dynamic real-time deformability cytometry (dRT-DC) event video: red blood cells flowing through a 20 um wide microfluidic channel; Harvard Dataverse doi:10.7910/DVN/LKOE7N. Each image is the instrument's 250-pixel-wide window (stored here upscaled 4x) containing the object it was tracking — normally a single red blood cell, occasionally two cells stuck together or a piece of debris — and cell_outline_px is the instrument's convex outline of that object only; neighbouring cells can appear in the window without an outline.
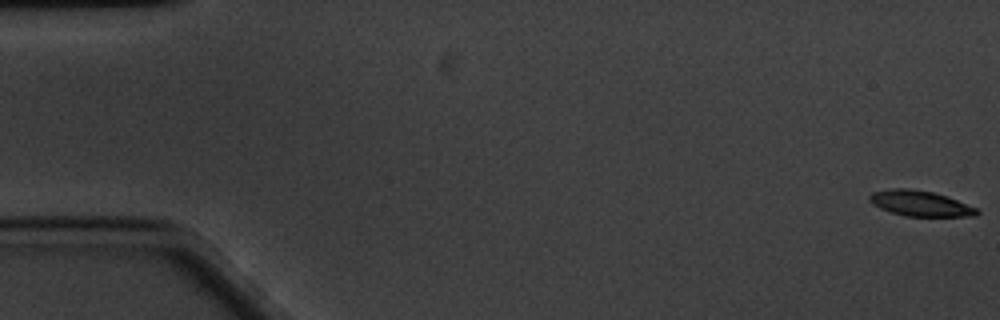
{"species": "common noctule bat (a hibernating species)", "species_latin": "Nyctalus noctula", "temperature_condition": "cold", "stored_images_in_passage": 61, "camera_frame_rate_fps": 3000, "um_per_image_px": 0.085, "animal": {"sex": "male", "body_mass_g": 20.1, "forearm_length_mm": 53.5}, "frame": {"image": 1, "passage_image": 1, "time_ms": 0.0, "image_size_px": [1000, 320], "cell_outline_px": [[980, 212], [976, 216], [908, 216], [892, 212], [880, 208], [872, 204], [868, 200], [868, 196], [872, 192], [892, 188], [908, 188], [932, 192], [948, 196], [976, 208]], "centroid_in_image_um": [78.2, 17.28], "position_along_channel_um": 6.8, "area_um2": 15.9}}
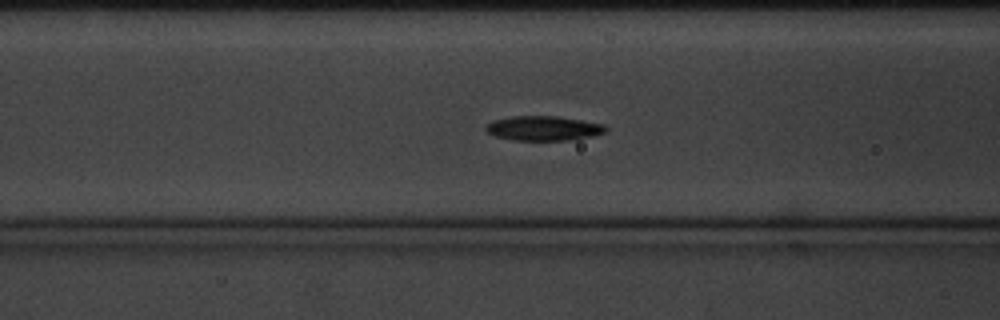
{"frame": {"image": 2, "passage_image": 24, "time_ms": 7.667, "image_size_px": [1000, 320], "cell_outline_px": [[608, 128], [604, 132], [592, 136], [568, 140], [516, 140], [496, 136], [488, 132], [484, 128], [492, 120], [512, 116], [556, 116], [604, 124]], "centroid_in_image_um": [46.19, 10.9], "position_along_channel_um": 120.4, "area_um2": 16.99}}
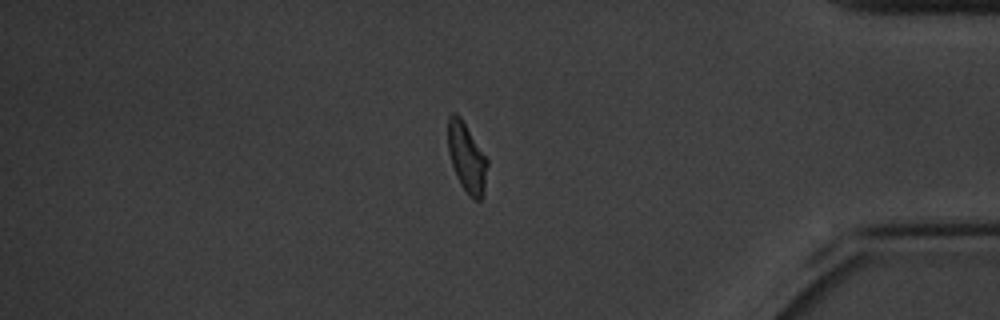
{"frame": {"image": 3, "passage_image": 52, "time_ms": 17.0, "image_size_px": [1000, 320], "cell_outline_px": [[488, 164], [484, 188], [480, 200], [472, 200], [468, 196], [460, 184], [456, 176], [448, 152], [448, 116], [452, 112], [456, 112], [460, 116], [488, 160]], "centroid_in_image_um": [39.66, 13.4], "position_along_channel_um": 395.5, "area_um2": 15.9}, "authors_computed_cell_mechanics": {"area_um2": 16.7042, "velocity_mm_per_s": 3.286, "shape_relaxation_time_tau1_ms": 4.3326, "shape_relaxation_time_tau2_ms": 5.735, "deformation_change_tau1": 0.1385, "deformation_change_tau2": 0.1174}}